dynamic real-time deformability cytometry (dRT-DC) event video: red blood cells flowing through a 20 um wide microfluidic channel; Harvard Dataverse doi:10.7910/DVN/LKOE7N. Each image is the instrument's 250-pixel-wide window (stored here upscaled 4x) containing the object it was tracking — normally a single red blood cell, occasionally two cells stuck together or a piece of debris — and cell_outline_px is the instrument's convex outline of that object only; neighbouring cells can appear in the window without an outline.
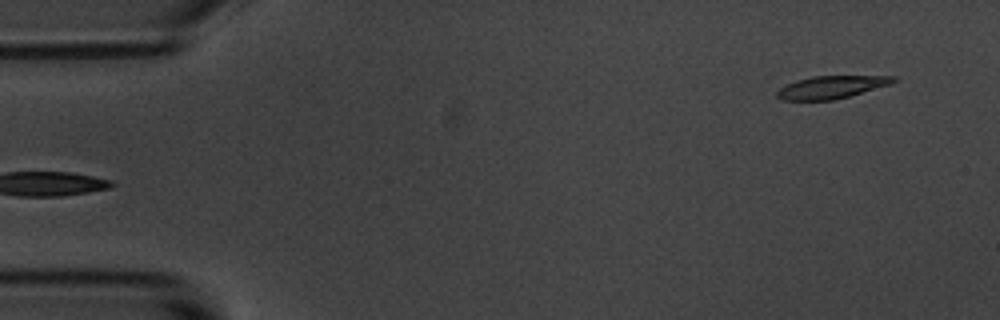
{"species": "common noctule bat (a hibernating species)", "species_latin": "Nyctalus noctula", "temperature_condition": "room temperature", "stored_images_in_passage": 48, "camera_frame_rate_fps": 3000, "um_per_image_px": 0.085, "animal": {"sex": "male", "body_mass_g": 20.1, "forearm_length_mm": 53.5}, "frame": {"image": 1, "passage_image": 1, "time_ms": 0.0, "image_size_px": [1000, 320], "cell_outline_px": [[896, 80], [892, 84], [848, 96], [832, 100], [780, 100], [776, 96], [776, 92], [780, 88], [796, 80], [812, 76], [896, 76]], "centroid_in_image_um": [70.65, 7.41], "position_along_channel_um": 14.3, "area_um2": 15.26}}
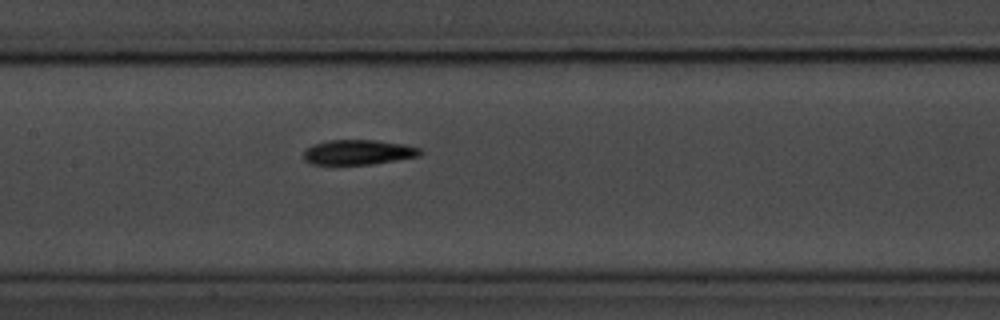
{"frame": {"image": 2, "passage_image": 23, "time_ms": 7.333, "image_size_px": [1000, 320], "cell_outline_px": [[424, 152], [420, 156], [372, 164], [312, 164], [304, 160], [304, 152], [312, 144], [328, 140], [376, 140], [404, 144], [420, 148]], "centroid_in_image_um": [30.48, 12.93], "position_along_channel_um": 176.9, "area_um2": 16.94}}
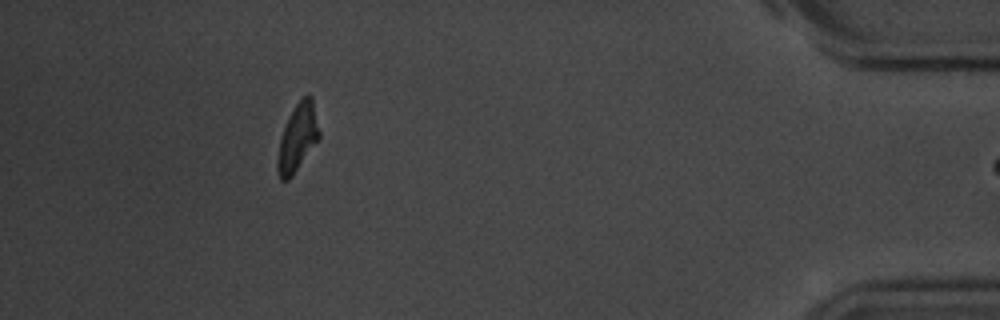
{"frame": {"image": 3, "passage_image": 47, "time_ms": 15.333, "image_size_px": [1000, 320], "cell_outline_px": [[320, 136], [292, 176], [288, 180], [280, 180], [276, 168], [276, 160], [280, 140], [288, 116], [296, 104], [304, 96], [312, 96], [320, 132]], "centroid_in_image_um": [25.27, 11.71], "position_along_channel_um": 409.9, "area_um2": 16.13}}